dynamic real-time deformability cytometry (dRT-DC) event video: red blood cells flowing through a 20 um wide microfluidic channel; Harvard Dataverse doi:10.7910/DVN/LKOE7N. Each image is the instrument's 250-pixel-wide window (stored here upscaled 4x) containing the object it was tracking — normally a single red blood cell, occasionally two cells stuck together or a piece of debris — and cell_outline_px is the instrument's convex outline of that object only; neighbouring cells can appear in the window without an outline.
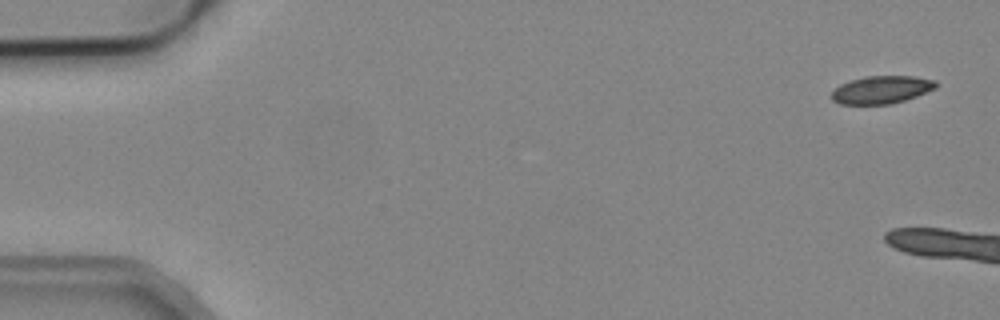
{"species": "common noctule bat (a hibernating species)", "species_latin": "Nyctalus noctula", "temperature_condition": "cold", "stored_images_in_passage": 3, "camera_frame_rate_fps": 3000, "um_per_image_px": 0.085, "animal": {"sex": "male", "body_mass_g": 19.2, "forearm_length_mm": 51.8}, "frame": {"image": 1, "passage_image": 1, "time_ms": 0.0, "image_size_px": [1000, 320], "cell_outline_px": [[936, 88], [916, 96], [904, 100], [888, 104], [840, 104], [832, 100], [832, 92], [840, 84], [864, 76], [912, 76], [936, 80]], "centroid_in_image_um": [74.92, 7.62], "position_along_channel_um": 10.1, "area_um2": 16.7}}